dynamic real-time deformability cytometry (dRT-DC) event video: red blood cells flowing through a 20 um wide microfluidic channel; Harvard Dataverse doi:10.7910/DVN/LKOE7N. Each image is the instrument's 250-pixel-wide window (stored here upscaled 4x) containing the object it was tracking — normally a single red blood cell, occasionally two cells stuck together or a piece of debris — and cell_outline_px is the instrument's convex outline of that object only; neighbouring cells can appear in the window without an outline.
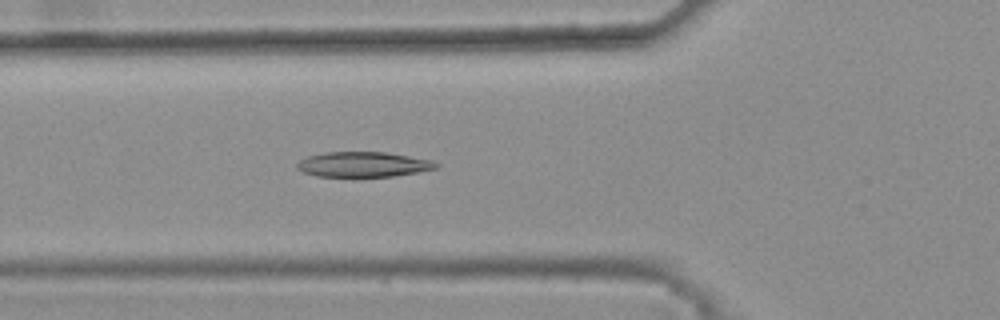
{"species": "common noctule bat (a hibernating species)", "species_latin": "Nyctalus noctula", "temperature_condition": "warm", "stored_images_in_passage": 34, "camera_frame_rate_fps": 3000, "um_per_image_px": 0.085, "animal": {"sex": "female", "body_mass_g": 25.1}, "frame": {"image": 1, "passage_image": 7, "time_ms": 2.0, "image_size_px": [1000, 320], "cell_outline_px": [[440, 164], [436, 168], [416, 172], [392, 176], [316, 176], [304, 172], [296, 168], [296, 164], [300, 160], [308, 156], [324, 152], [388, 152], [432, 160]], "centroid_in_image_um": [30.87, 13.96], "position_along_channel_um": 94.9, "area_um2": 20.23}}
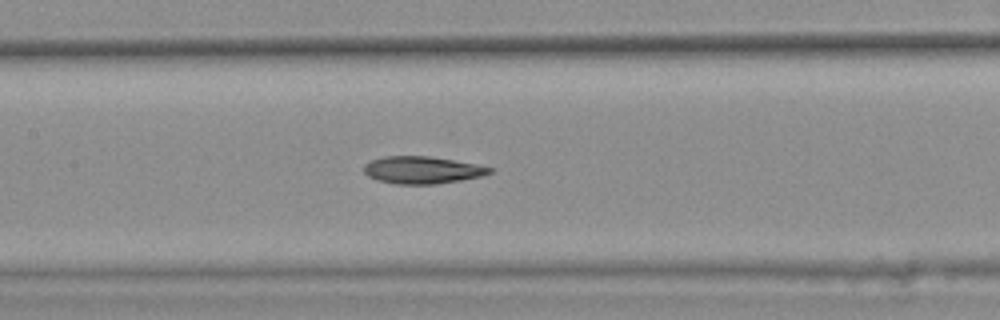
{"frame": {"image": 2, "passage_image": 13, "time_ms": 4.0, "image_size_px": [1000, 320], "cell_outline_px": [[492, 172], [480, 176], [460, 180], [436, 184], [396, 184], [376, 180], [368, 176], [364, 172], [364, 164], [372, 160], [384, 156], [428, 156], [452, 160], [492, 168]], "centroid_in_image_um": [35.82, 14.45], "position_along_channel_um": 171.6, "area_um2": 19.71}}
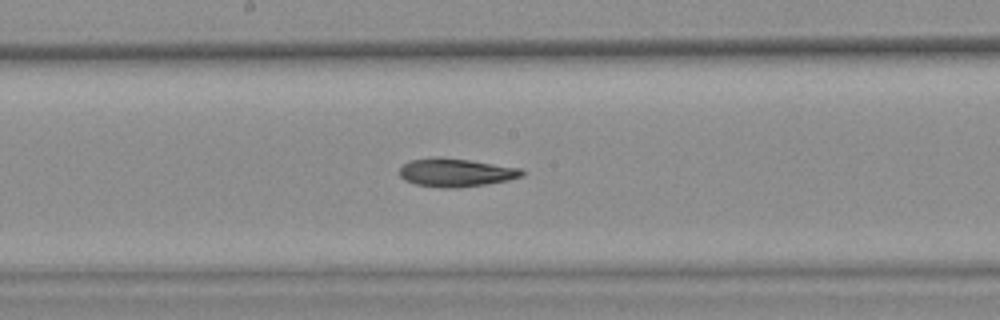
{"frame": {"image": 3, "passage_image": 16, "time_ms": 5.0, "image_size_px": [1000, 320], "cell_outline_px": [[524, 176], [508, 180], [484, 184], [452, 188], [440, 188], [416, 184], [404, 180], [400, 176], [400, 168], [408, 160], [436, 156], [440, 156], [524, 168]], "centroid_in_image_um": [38.74, 14.65], "position_along_channel_um": 209.5, "area_um2": 20.35}, "authors_computed_cell_mechanics": {"area_um2": 19.9988, "velocity_mm_per_s": 3.8137, "shape_relaxation_time_tau1_ms": 6.1473, "shape_relaxation_time_tau2_ms": 7.2464, "deformation_change_tau1": 0.1595, "deformation_change_tau2": 0.1569}}